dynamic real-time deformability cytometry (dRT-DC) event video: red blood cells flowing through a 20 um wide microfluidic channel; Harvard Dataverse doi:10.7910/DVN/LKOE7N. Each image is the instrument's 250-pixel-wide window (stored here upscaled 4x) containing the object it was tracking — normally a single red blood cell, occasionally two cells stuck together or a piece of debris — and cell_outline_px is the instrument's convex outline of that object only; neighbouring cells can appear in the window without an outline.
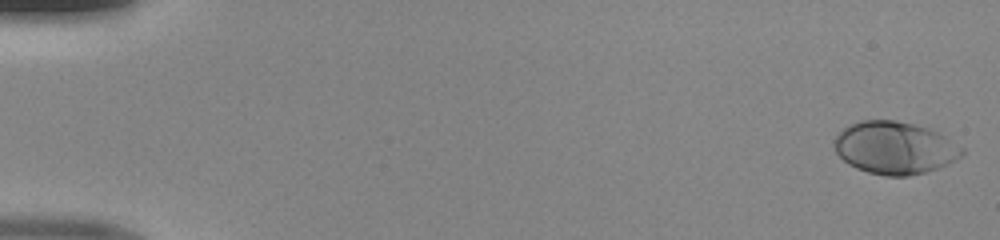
{"species": "human", "species_latin": "Homo sapiens", "temperature_condition": "room temperature", "stored_images_in_passage": 49, "camera_frame_rate_fps": 3000, "um_per_image_px": 0.085, "donor": {"sex": "male"}, "frame": {"image": 1, "passage_image": 1, "time_ms": 0.0, "image_size_px": [1000, 240], "cell_outline_px": [[964, 156], [948, 164], [924, 172], [908, 176], [888, 176], [868, 172], [856, 168], [848, 164], [836, 152], [832, 144], [832, 140], [848, 124], [860, 120], [896, 120], [928, 128], [944, 136], [964, 148]], "centroid_in_image_um": [76.03, 12.56], "position_along_channel_um": 9.0, "area_um2": 39.13}}
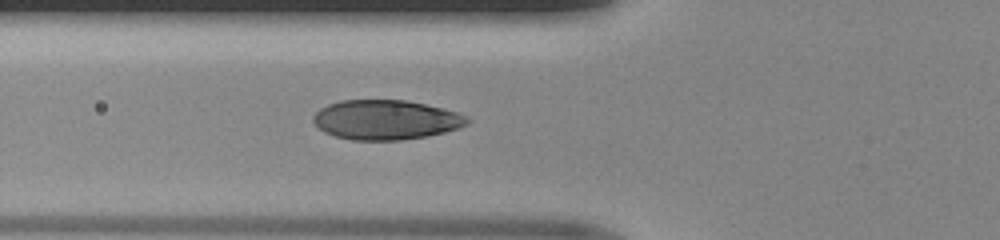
{"frame": {"image": 2, "passage_image": 19, "time_ms": 6.0, "image_size_px": [1000, 240], "cell_outline_px": [[472, 120], [468, 124], [460, 128], [428, 136], [400, 140], [352, 140], [336, 136], [324, 132], [312, 120], [312, 116], [320, 108], [328, 104], [340, 100], [408, 100], [456, 112]], "centroid_in_image_um": [32.79, 10.18], "position_along_channel_um": 93.0, "area_um2": 35.55}}
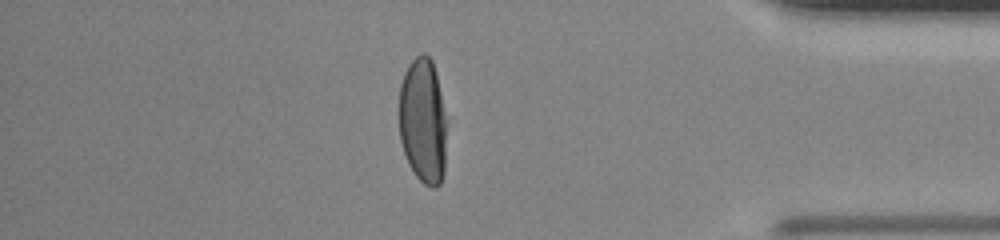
{"frame": {"image": 3, "passage_image": 43, "time_ms": 14.0, "image_size_px": [1000, 240], "cell_outline_px": [[448, 120], [444, 172], [440, 184], [436, 188], [432, 188], [424, 184], [416, 176], [408, 164], [400, 140], [400, 84], [404, 72], [408, 64], [420, 52], [424, 52], [432, 60], [436, 72]], "centroid_in_image_um": [35.99, 10.28], "position_along_channel_um": 399.2, "area_um2": 35.72}}